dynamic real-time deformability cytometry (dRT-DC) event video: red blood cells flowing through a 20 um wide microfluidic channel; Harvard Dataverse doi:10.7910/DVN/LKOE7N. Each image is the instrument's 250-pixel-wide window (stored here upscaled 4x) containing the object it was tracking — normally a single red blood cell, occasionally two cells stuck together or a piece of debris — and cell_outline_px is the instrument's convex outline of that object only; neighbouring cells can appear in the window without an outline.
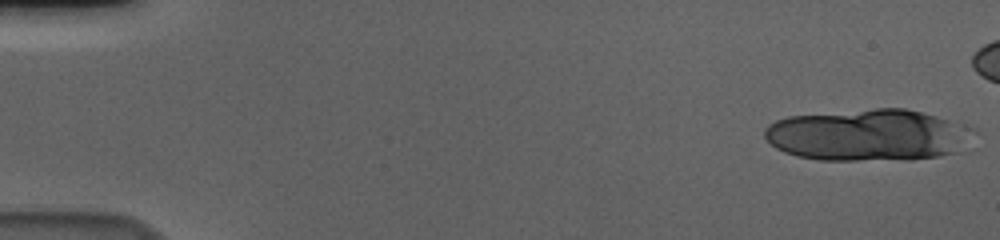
{"species": "human", "species_latin": "Homo sapiens", "temperature_condition": "cold", "stored_images_in_passage": 17, "camera_frame_rate_fps": 3000, "um_per_image_px": 0.085, "donor": {"sex": "male"}, "frame": {"image": 1, "passage_image": 1, "time_ms": 0.0, "image_size_px": [1000, 240], "cell_outline_px": [[976, 132], [968, 152], [940, 156], [908, 160], [820, 160], [796, 156], [784, 152], [776, 148], [764, 136], [764, 128], [768, 124], [776, 120], [788, 116], [876, 108], [904, 108], [936, 116], [964, 124], [976, 128]], "centroid_in_image_um": [73.92, 11.5], "position_along_channel_um": 11.1, "area_um2": 64.27}}